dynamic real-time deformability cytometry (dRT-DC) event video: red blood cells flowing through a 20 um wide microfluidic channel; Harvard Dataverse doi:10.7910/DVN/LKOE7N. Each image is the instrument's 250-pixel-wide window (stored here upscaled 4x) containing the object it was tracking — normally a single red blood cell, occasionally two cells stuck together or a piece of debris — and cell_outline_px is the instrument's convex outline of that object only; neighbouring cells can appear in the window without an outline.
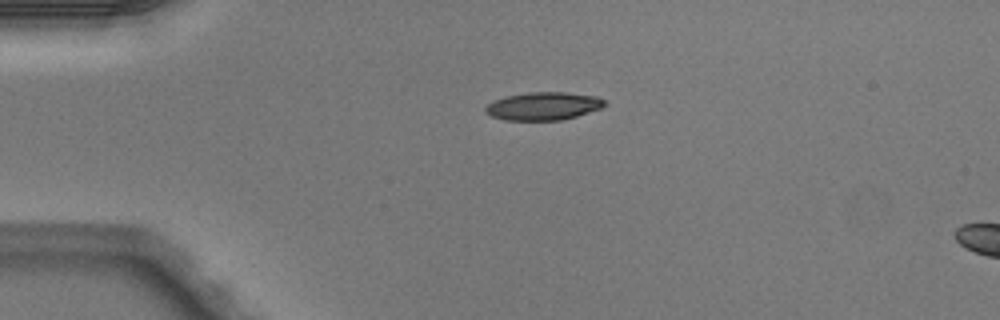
{"species": "Egyptian fruit bat (a non-hibernating species)", "species_latin": "Rousettus aegyptiacus", "temperature_condition": "warm", "stored_images_in_passage": 4, "camera_frame_rate_fps": 3000, "um_per_image_px": 0.085, "animal": {"sex": "male"}, "frame": {"image": 1, "passage_image": 1, "time_ms": 0.0, "image_size_px": [1000, 320], "cell_outline_px": [[604, 104], [600, 108], [576, 116], [560, 120], [504, 120], [492, 116], [484, 112], [484, 108], [488, 104], [504, 96], [528, 92], [564, 92], [596, 96], [604, 100]], "centroid_in_image_um": [46.13, 9.01], "position_along_channel_um": 38.9, "area_um2": 19.25}}
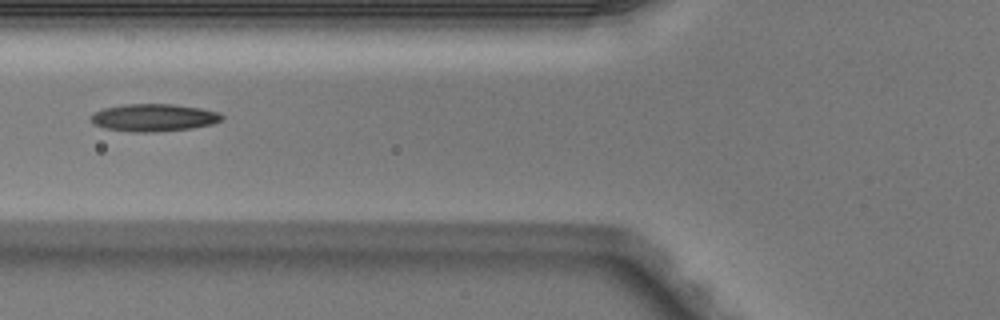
{"frame": {"image": 2, "passage_image": 3, "time_ms": 0.667, "image_size_px": [1000, 320], "cell_outline_px": [[224, 116], [220, 120], [212, 124], [192, 128], [152, 132], [132, 132], [104, 128], [92, 124], [88, 120], [88, 116], [92, 112], [104, 108], [124, 104], [172, 104], [200, 108], [220, 112]], "centroid_in_image_um": [12.99, 9.99], "position_along_channel_um": 112.8, "area_um2": 21.21}}
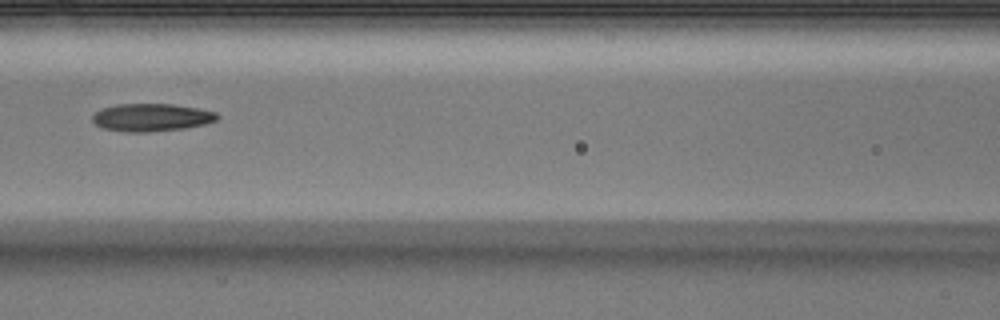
{"frame": {"image": 3, "passage_image": 4, "time_ms": 1.0, "image_size_px": [1000, 320], "cell_outline_px": [[220, 116], [216, 120], [204, 124], [184, 128], [144, 132], [128, 132], [104, 128], [96, 124], [92, 120], [92, 116], [96, 112], [104, 108], [116, 104], [172, 104], [200, 108], [216, 112]], "centroid_in_image_um": [12.9, 9.97], "position_along_channel_um": 153.7, "area_um2": 20.0}}